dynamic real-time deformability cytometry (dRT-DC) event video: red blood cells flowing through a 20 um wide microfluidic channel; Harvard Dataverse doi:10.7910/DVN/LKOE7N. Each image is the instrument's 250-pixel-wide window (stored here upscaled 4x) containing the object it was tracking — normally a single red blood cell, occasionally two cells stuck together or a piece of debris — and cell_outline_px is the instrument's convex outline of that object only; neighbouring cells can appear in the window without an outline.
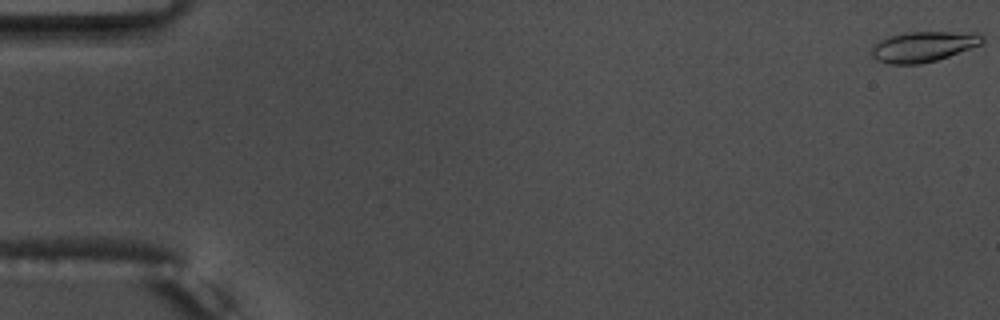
{"species": "common noctule bat (a hibernating species)", "species_latin": "Nyctalus noctula", "temperature_condition": "warm", "stored_images_in_passage": 55, "camera_frame_rate_fps": 3000, "um_per_image_px": 0.085, "animal": {"sex": "male", "body_mass_g": 17.5, "forearm_length_mm": 52.3}, "frame": {"image": 1, "passage_image": 1, "time_ms": 0.0, "image_size_px": [1000, 320], "cell_outline_px": [[984, 40], [980, 44], [948, 56], [936, 60], [920, 64], [888, 64], [876, 60], [872, 56], [872, 48], [880, 40], [888, 36], [904, 32], [980, 32], [984, 36]], "centroid_in_image_um": [78.48, 3.95], "position_along_channel_um": 6.5, "area_um2": 19.59}}
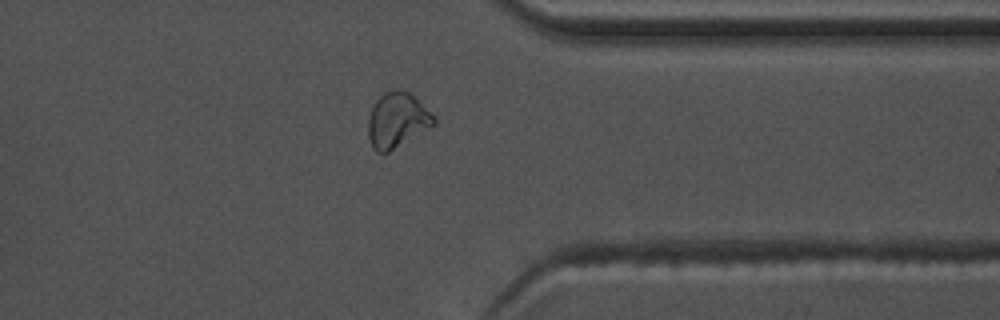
{"frame": {"image": 2, "passage_image": 44, "time_ms": 14.333, "image_size_px": [1000, 320], "cell_outline_px": [[436, 124], [388, 152], [376, 152], [372, 148], [368, 136], [368, 120], [372, 108], [376, 100], [384, 92], [396, 88], [400, 88], [408, 92], [436, 116]], "centroid_in_image_um": [33.75, 10.2], "position_along_channel_um": 377.6, "area_um2": 21.04}}
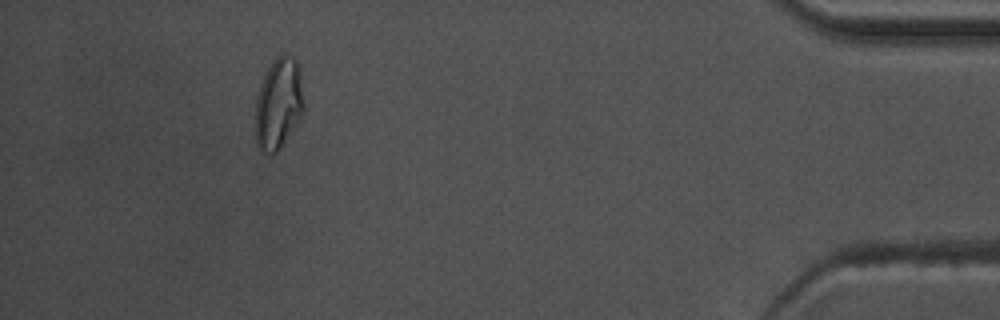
{"frame": {"image": 3, "passage_image": 51, "time_ms": 16.667, "image_size_px": [1000, 320], "cell_outline_px": [[304, 112], [280, 148], [276, 152], [268, 152], [260, 148], [256, 144], [256, 96], [260, 84], [272, 60], [280, 52], [284, 52], [292, 56], [300, 64], [304, 104]], "centroid_in_image_um": [23.7, 8.71], "position_along_channel_um": 411.5, "area_um2": 25.95}, "authors_computed_cell_mechanics": {"area_um2": 19.074, "velocity_mm_per_s": 3.7509, "shape_relaxation_time_tau1_ms": null, "shape_relaxation_time_tau2_ms": 4.7374, "deformation_change_tau1": null, "deformation_change_tau2": 0.0826}}